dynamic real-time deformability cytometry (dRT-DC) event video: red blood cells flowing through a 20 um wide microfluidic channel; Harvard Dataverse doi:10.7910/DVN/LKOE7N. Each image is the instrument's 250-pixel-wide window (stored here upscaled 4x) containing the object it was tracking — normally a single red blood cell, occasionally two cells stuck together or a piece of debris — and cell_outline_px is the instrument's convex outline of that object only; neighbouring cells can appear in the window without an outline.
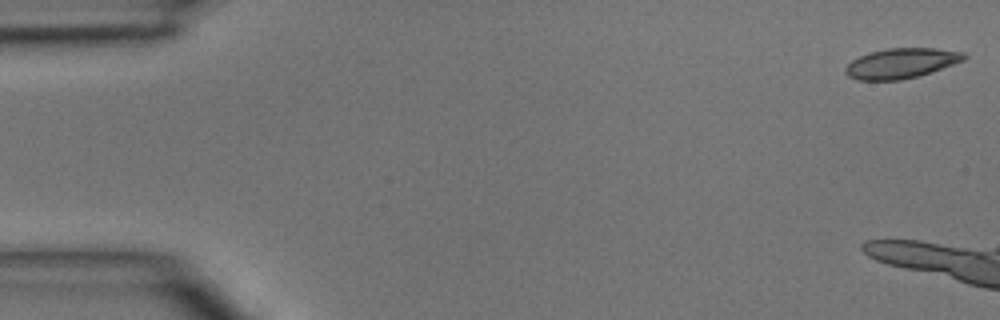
{"species": "common noctule bat (a hibernating species)", "species_latin": "Nyctalus noctula", "temperature_condition": "room temperature", "stored_images_in_passage": 6, "camera_frame_rate_fps": 3000, "um_per_image_px": 0.085, "animal": {"sex": "male", "body_mass_g": 15.6}, "frame": {"image": 1, "passage_image": 1, "time_ms": 0.0, "image_size_px": [1000, 320], "cell_outline_px": [[968, 56], [964, 60], [932, 72], [920, 76], [900, 80], [856, 80], [848, 76], [844, 72], [844, 68], [852, 60], [868, 52], [888, 48], [936, 48], [964, 52]], "centroid_in_image_um": [76.6, 5.38], "position_along_channel_um": 8.4, "area_um2": 20.98}}